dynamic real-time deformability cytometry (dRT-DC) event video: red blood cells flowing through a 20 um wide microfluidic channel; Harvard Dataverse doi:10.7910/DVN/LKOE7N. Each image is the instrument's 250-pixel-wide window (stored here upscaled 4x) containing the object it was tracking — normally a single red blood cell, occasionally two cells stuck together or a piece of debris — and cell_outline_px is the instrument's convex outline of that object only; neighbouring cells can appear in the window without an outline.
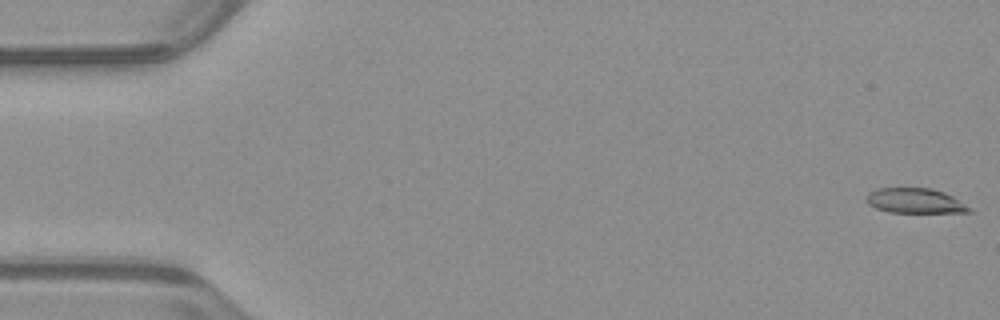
{"species": "common noctule bat (a hibernating species)", "species_latin": "Nyctalus noctula", "temperature_condition": "warm", "stored_images_in_passage": 52, "camera_frame_rate_fps": 3000, "um_per_image_px": 0.085, "animal": {"sex": "male", "body_mass_g": 23.1, "forearm_length_mm": 52.7}, "frame": {"image": 1, "passage_image": 1, "time_ms": 0.0, "image_size_px": [1000, 320], "cell_outline_px": [[972, 212], [888, 212], [876, 208], [868, 204], [864, 200], [864, 196], [868, 192], [876, 188], [928, 188], [944, 192], [952, 196], [972, 208]], "centroid_in_image_um": [77.72, 17.06], "position_along_channel_um": 7.3, "area_um2": 15.03}}
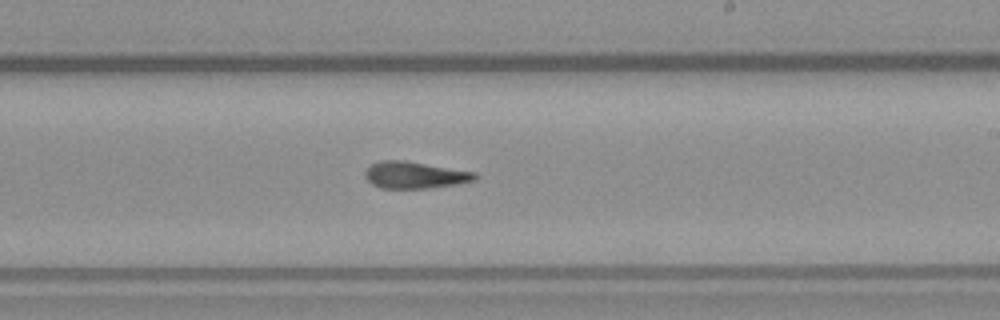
{"frame": {"image": 2, "passage_image": 31, "time_ms": 10.0, "image_size_px": [1000, 320], "cell_outline_px": [[476, 180], [456, 184], [428, 188], [380, 188], [372, 184], [364, 176], [364, 172], [372, 164], [380, 160], [404, 160], [476, 172]], "centroid_in_image_um": [35.24, 14.87], "position_along_channel_um": 253.8, "area_um2": 17.11}}
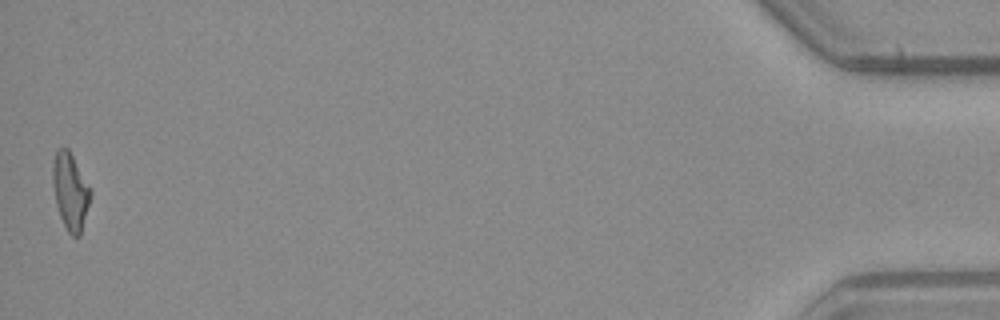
{"frame": {"image": 3, "passage_image": 52, "time_ms": 17.0, "image_size_px": [1000, 320], "cell_outline_px": [[92, 196], [80, 236], [72, 236], [68, 232], [60, 216], [56, 204], [52, 184], [52, 164], [56, 148], [68, 148], [92, 188]], "centroid_in_image_um": [5.99, 16.24], "position_along_channel_um": 429.2, "area_um2": 17.28}, "authors_computed_cell_mechanics": {"area_um2": 17.2533, "velocity_mm_per_s": 3.9692, "shape_relaxation_time_tau1_ms": 8.035, "shape_relaxation_time_tau2_ms": 3.8149, "deformation_change_tau1": 0.2773, "deformation_change_tau2": 0.1607}}